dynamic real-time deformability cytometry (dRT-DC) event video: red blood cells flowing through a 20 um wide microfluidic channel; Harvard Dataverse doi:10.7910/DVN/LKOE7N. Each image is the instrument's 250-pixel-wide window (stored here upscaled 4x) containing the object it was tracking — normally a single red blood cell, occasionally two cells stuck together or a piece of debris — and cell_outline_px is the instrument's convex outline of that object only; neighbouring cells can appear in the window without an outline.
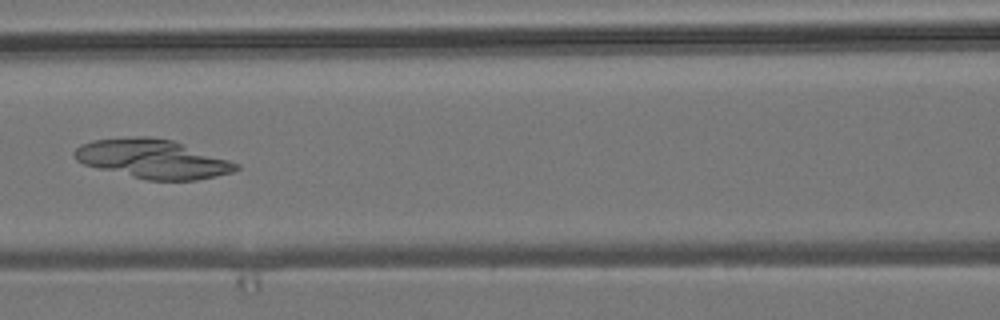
{"species": "common noctule bat (a hibernating species)", "species_latin": "Nyctalus noctula", "temperature_condition": "room temperature", "stored_images_in_passage": 7, "camera_frame_rate_fps": 3000, "um_per_image_px": 0.085, "animal": {"sex": "male", "body_mass_g": 19.2, "forearm_length_mm": 51.8}, "frame": {"image": 1, "passage_image": 6, "time_ms": 1.667, "image_size_px": [1000, 320], "cell_outline_px": [[240, 168], [232, 172], [216, 176], [196, 180], [148, 180], [84, 164], [76, 160], [72, 152], [80, 144], [92, 140], [136, 136], [148, 136], [172, 140], [240, 164]], "centroid_in_image_um": [12.97, 13.5], "position_along_channel_um": 153.6, "area_um2": 36.36}}